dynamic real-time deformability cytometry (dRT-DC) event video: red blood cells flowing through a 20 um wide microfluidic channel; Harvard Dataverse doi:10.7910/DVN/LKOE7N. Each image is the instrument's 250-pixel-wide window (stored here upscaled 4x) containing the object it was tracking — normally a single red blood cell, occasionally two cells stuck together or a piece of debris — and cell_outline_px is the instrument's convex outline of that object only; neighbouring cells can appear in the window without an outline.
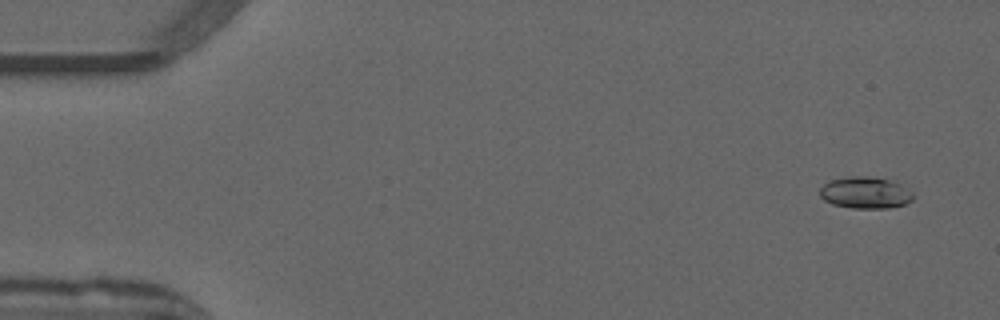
{"species": "common noctule bat (a hibernating species)", "species_latin": "Nyctalus noctula", "temperature_condition": "warm", "stored_images_in_passage": 9, "camera_frame_rate_fps": 3000, "um_per_image_px": 0.085, "animal": {"sex": "male", "forearm_length_mm": 52.5}, "frame": {"image": 1, "passage_image": 3, "time_ms": 0.667, "image_size_px": [1000, 320], "cell_outline_px": [[912, 200], [904, 204], [888, 208], [852, 208], [832, 204], [824, 200], [820, 196], [820, 188], [828, 180], [848, 176], [868, 176], [888, 180], [912, 192]], "centroid_in_image_um": [73.47, 16.38], "position_along_channel_um": 11.5, "area_um2": 16.99}}